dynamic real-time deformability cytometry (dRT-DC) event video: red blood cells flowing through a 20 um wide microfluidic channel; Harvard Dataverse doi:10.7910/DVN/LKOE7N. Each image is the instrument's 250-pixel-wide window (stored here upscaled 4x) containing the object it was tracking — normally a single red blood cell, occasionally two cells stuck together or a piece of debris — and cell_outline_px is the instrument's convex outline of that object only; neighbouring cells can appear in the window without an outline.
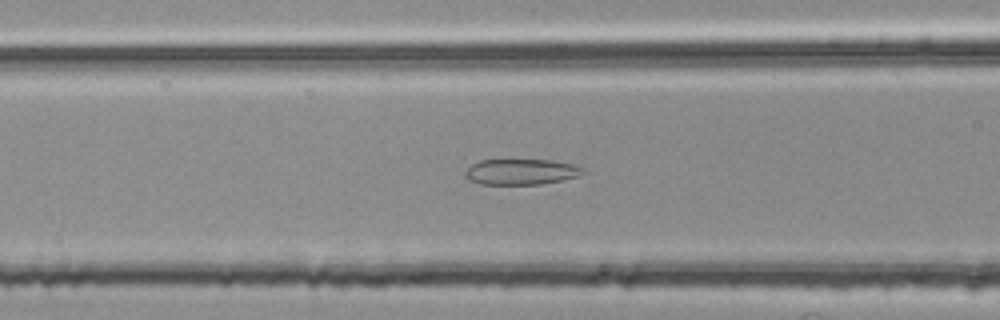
{"species": "common noctule bat (a hibernating species)", "species_latin": "Nyctalus noctula", "temperature_condition": "room temperature", "stored_images_in_passage": 47, "camera_frame_rate_fps": 3000, "um_per_image_px": 0.085, "animal": {"sex": "female", "body_mass_g": 25.1}, "frame": {"image": 1, "passage_image": 15, "time_ms": 4.667, "image_size_px": [1000, 320], "cell_outline_px": [[584, 172], [576, 176], [560, 180], [540, 184], [480, 184], [468, 180], [464, 176], [464, 172], [472, 164], [480, 160], [552, 160], [572, 164], [584, 168]], "centroid_in_image_um": [44.24, 14.6], "position_along_channel_um": 122.4, "area_um2": 17.51}}
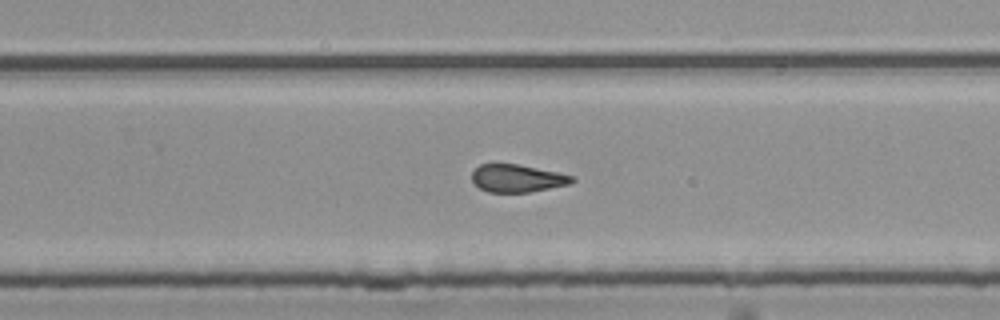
{"frame": {"image": 2, "passage_image": 28, "time_ms": 9.0, "image_size_px": [1000, 320], "cell_outline_px": [[576, 180], [572, 184], [532, 192], [488, 192], [480, 188], [472, 180], [472, 172], [480, 164], [516, 164], [576, 176]], "centroid_in_image_um": [44.02, 15.17], "position_along_channel_um": 285.8, "area_um2": 16.18}}
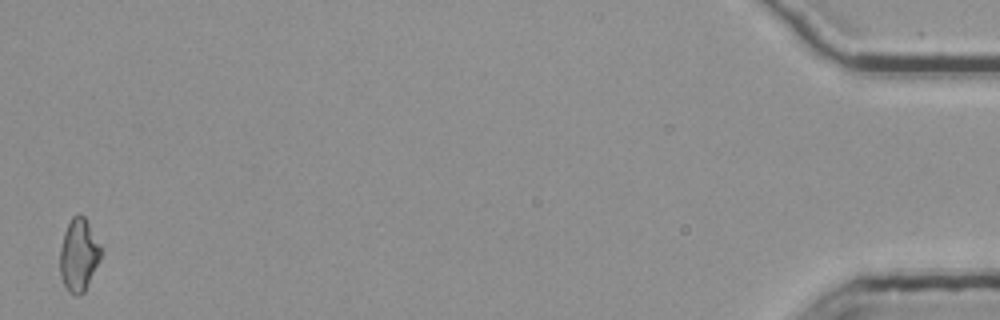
{"frame": {"image": 3, "passage_image": 47, "time_ms": 15.333, "image_size_px": [1000, 320], "cell_outline_px": [[104, 252], [84, 292], [80, 296], [76, 296], [68, 292], [60, 276], [60, 248], [64, 232], [72, 216], [80, 212], [84, 216], [100, 244]], "centroid_in_image_um": [6.7, 21.68], "position_along_channel_um": 428.5, "area_um2": 17.57}, "authors_computed_cell_mechanics": {"area_um2": 17.4556, "velocity_mm_per_s": 3.7816, "shape_relaxation_time_tau1_ms": null, "shape_relaxation_time_tau2_ms": 2.7969, "deformation_change_tau1": null, "deformation_change_tau2": 0.1116}}